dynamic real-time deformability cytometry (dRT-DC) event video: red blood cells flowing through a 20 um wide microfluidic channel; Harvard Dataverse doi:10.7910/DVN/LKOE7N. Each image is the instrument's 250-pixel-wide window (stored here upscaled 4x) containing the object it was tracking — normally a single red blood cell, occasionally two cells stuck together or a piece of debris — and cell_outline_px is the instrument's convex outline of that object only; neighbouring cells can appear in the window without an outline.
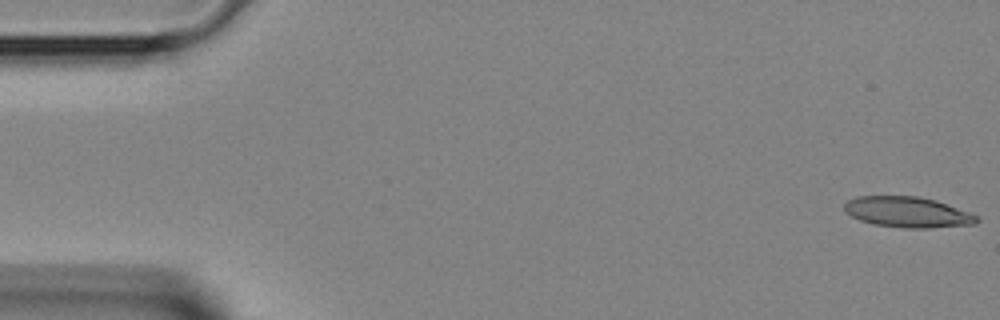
{"species": "Egyptian fruit bat (a non-hibernating species)", "species_latin": "Rousettus aegyptiacus", "temperature_condition": "room temperature", "stored_images_in_passage": 4, "camera_frame_rate_fps": 3000, "um_per_image_px": 0.085, "animal": {"sex": "female"}, "frame": {"image": 1, "passage_image": 1, "time_ms": 0.0, "image_size_px": [1000, 320], "cell_outline_px": [[980, 220], [976, 224], [928, 228], [904, 228], [872, 224], [860, 220], [844, 212], [844, 204], [848, 200], [856, 196], [916, 196], [936, 200], [980, 216]], "centroid_in_image_um": [77.15, 18.03], "position_along_channel_um": 7.8, "area_um2": 23.81}}